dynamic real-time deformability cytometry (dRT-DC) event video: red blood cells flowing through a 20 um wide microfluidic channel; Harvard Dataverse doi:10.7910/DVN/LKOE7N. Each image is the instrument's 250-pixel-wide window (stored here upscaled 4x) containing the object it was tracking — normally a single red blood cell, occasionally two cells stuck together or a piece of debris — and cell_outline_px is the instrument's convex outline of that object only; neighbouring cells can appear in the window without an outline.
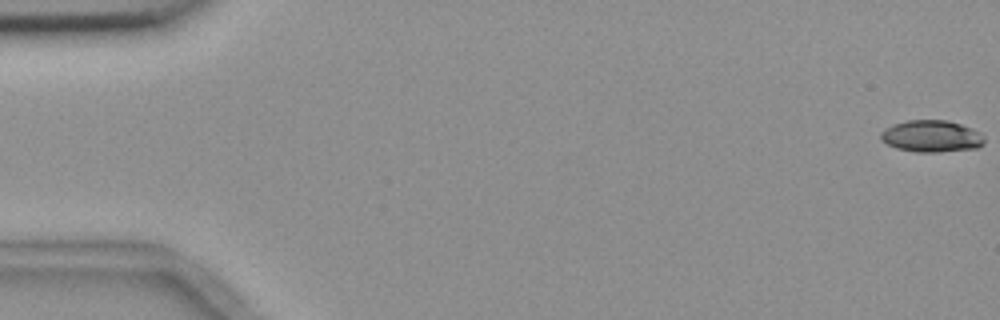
{"species": "common noctule bat (a hibernating species)", "species_latin": "Nyctalus noctula", "temperature_condition": "room temperature", "stored_images_in_passage": 12, "camera_frame_rate_fps": 3000, "um_per_image_px": 0.085, "animal": {"sex": "female", "body_mass_g": 18.4}, "frame": {"image": 1, "passage_image": 1, "time_ms": 0.0, "image_size_px": [1000, 320], "cell_outline_px": [[984, 144], [976, 148], [940, 152], [916, 152], [896, 148], [880, 140], [880, 132], [884, 128], [892, 124], [908, 120], [948, 120], [972, 128], [980, 132], [984, 136]], "centroid_in_image_um": [79.16, 11.57], "position_along_channel_um": 5.8, "area_um2": 19.42}}